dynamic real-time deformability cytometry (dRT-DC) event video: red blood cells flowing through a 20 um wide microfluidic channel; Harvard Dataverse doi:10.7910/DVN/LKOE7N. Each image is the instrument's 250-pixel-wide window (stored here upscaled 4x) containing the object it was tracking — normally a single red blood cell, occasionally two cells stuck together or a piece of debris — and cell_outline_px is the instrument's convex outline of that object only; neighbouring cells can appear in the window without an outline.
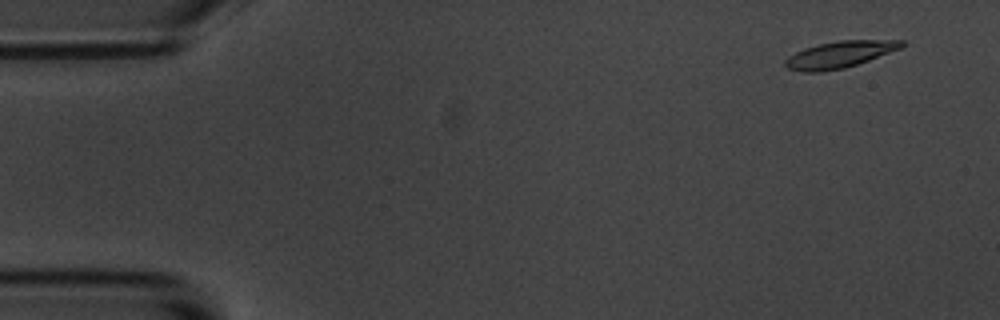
{"species": "common noctule bat (a hibernating species)", "species_latin": "Nyctalus noctula", "temperature_condition": "room temperature", "stored_images_in_passage": 4, "camera_frame_rate_fps": 3000, "um_per_image_px": 0.085, "animal": {"sex": "male", "body_mass_g": 20.1, "forearm_length_mm": 53.5}, "frame": {"image": 1, "passage_image": 1, "time_ms": 0.0, "image_size_px": [1000, 320], "cell_outline_px": [[908, 44], [900, 48], [868, 60], [844, 68], [820, 72], [804, 72], [788, 68], [784, 64], [784, 60], [788, 56], [804, 48], [816, 44], [840, 40], [904, 40]], "centroid_in_image_um": [71.35, 4.62], "position_along_channel_um": 13.6, "area_um2": 18.03}}
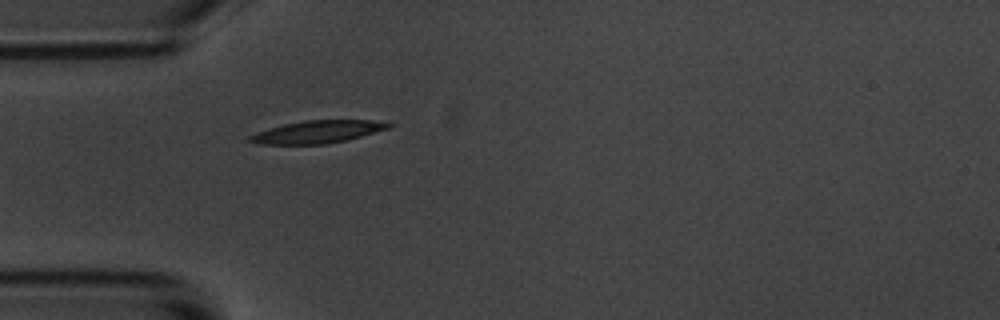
{"frame": {"image": 2, "passage_image": 4, "time_ms": 4.333, "image_size_px": [1000, 320], "cell_outline_px": [[396, 124], [388, 128], [348, 140], [324, 144], [260, 144], [248, 140], [248, 136], [256, 132], [268, 128], [284, 124], [304, 120], [372, 120]], "centroid_in_image_um": [26.98, 11.2], "position_along_channel_um": 58.0, "area_um2": 18.21}}